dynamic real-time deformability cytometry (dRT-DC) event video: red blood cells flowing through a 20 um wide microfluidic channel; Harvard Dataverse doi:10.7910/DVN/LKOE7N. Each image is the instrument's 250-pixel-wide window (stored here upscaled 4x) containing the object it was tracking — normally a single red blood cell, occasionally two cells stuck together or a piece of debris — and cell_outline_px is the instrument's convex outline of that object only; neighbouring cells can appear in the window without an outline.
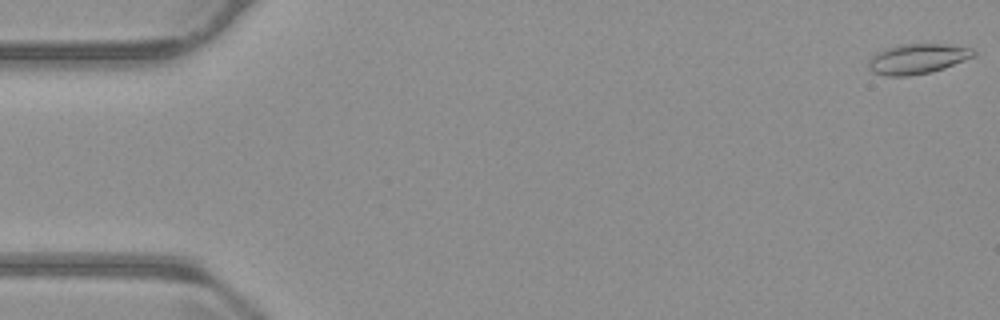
{"species": "common noctule bat (a hibernating species)", "species_latin": "Nyctalus noctula", "temperature_condition": "warm", "stored_images_in_passage": 10, "camera_frame_rate_fps": 3000, "um_per_image_px": 0.085, "animal": {"sex": "male", "body_mass_g": 23.1, "forearm_length_mm": 52.7}, "frame": {"image": 1, "passage_image": 1, "time_ms": 0.0, "image_size_px": [1000, 320], "cell_outline_px": [[976, 56], [944, 68], [932, 72], [908, 76], [884, 76], [872, 72], [868, 68], [868, 60], [876, 52], [884, 48], [900, 44], [944, 44], [972, 48], [976, 52]], "centroid_in_image_um": [77.96, 5.0], "position_along_channel_um": 7.0, "area_um2": 18.67}}